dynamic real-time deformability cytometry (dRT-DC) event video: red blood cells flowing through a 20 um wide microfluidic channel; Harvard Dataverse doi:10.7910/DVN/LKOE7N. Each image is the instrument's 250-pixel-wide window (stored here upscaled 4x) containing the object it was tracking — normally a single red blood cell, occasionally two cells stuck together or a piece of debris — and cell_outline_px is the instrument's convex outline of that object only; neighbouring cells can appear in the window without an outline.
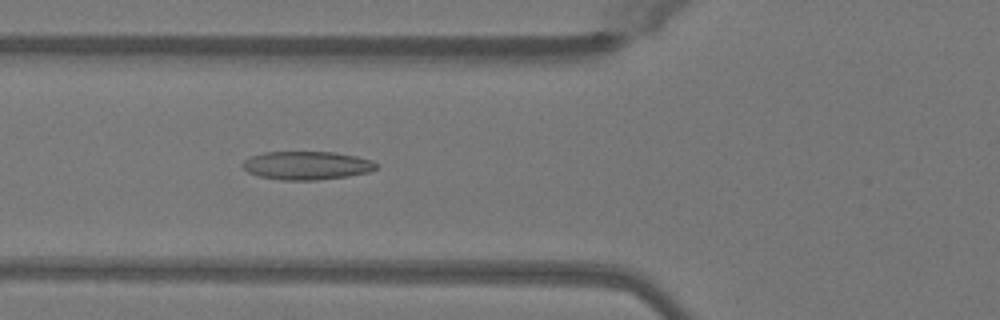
{"species": "Egyptian fruit bat (a non-hibernating species)", "species_latin": "Rousettus aegyptiacus", "temperature_condition": "warm", "stored_images_in_passage": 49, "camera_frame_rate_fps": 3000, "um_per_image_px": 0.085, "animal": {"sex": "female"}, "frame": {"image": 1, "passage_image": 18, "time_ms": 5.667, "image_size_px": [1000, 320], "cell_outline_px": [[380, 164], [376, 168], [368, 172], [348, 176], [316, 180], [280, 180], [260, 176], [248, 172], [240, 164], [244, 160], [252, 156], [264, 152], [336, 152], [356, 156], [372, 160]], "centroid_in_image_um": [26.09, 14.06], "position_along_channel_um": 99.7, "area_um2": 22.14}}
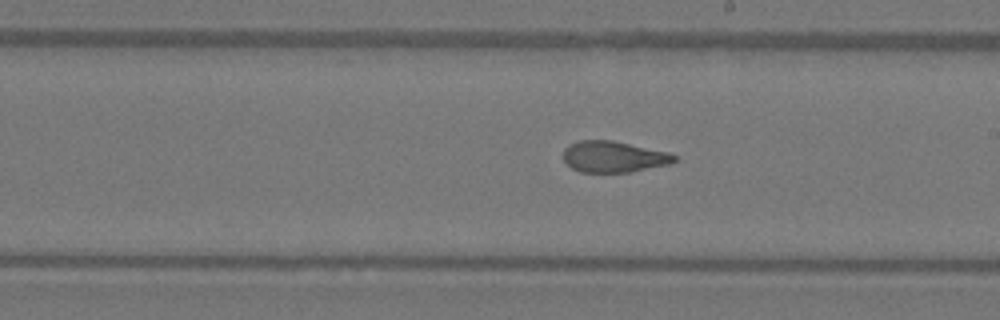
{"frame": {"image": 2, "passage_image": 28, "time_ms": 9.0, "image_size_px": [1000, 320], "cell_outline_px": [[676, 160], [668, 164], [628, 172], [580, 172], [572, 168], [564, 160], [564, 148], [568, 144], [580, 140], [612, 140], [668, 152], [676, 156]], "centroid_in_image_um": [52.12, 13.31], "position_along_channel_um": 236.9, "area_um2": 20.0}}
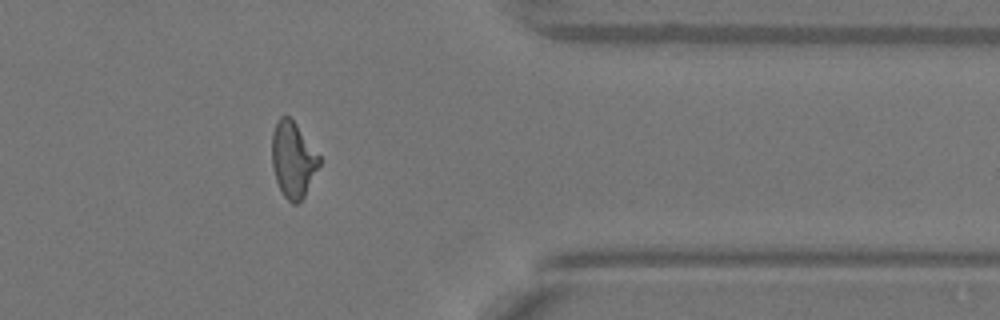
{"frame": {"image": 3, "passage_image": 40, "time_ms": 13.0, "image_size_px": [1000, 320], "cell_outline_px": [[320, 164], [304, 196], [296, 204], [292, 204], [284, 196], [276, 180], [272, 168], [272, 132], [276, 120], [280, 116], [288, 116], [296, 124], [320, 156]], "centroid_in_image_um": [24.89, 13.55], "position_along_channel_um": 386.5, "area_um2": 20.75}, "authors_computed_cell_mechanics": {"area_um2": 21.3282, "velocity_mm_per_s": 4.1011, "shape_relaxation_time_tau1_ms": null, "shape_relaxation_time_tau2_ms": 1.3893, "deformation_change_tau1": null, "deformation_change_tau2": 0.0889}}